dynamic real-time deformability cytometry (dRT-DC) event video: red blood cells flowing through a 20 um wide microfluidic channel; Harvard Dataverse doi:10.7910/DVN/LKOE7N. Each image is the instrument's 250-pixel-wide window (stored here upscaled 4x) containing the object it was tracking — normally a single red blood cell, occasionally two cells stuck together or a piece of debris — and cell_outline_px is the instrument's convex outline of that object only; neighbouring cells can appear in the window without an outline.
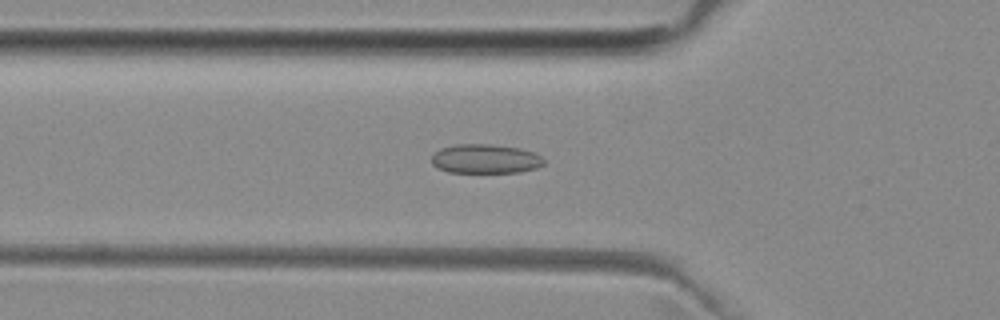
{"species": "common noctule bat (a hibernating species)", "species_latin": "Nyctalus noctula", "temperature_condition": "room temperature", "stored_images_in_passage": 16, "camera_frame_rate_fps": 3000, "um_per_image_px": 0.085, "animal": {"sex": "female", "body_mass_g": 29.2, "forearm_length_mm": 56.3}, "frame": {"image": 1, "passage_image": 8, "time_ms": 2.333, "image_size_px": [1000, 320], "cell_outline_px": [[544, 164], [536, 168], [520, 172], [448, 172], [436, 168], [432, 164], [432, 156], [440, 148], [456, 144], [492, 144], [520, 148], [532, 152], [540, 156], [544, 160]], "centroid_in_image_um": [41.23, 13.5], "position_along_channel_um": 84.6, "area_um2": 19.13}}
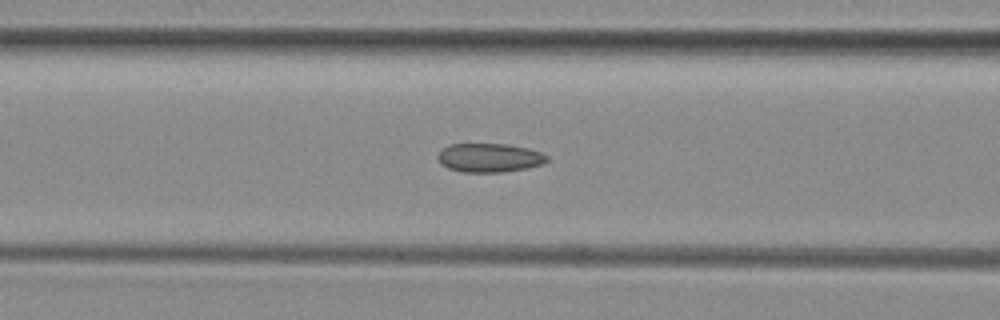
{"frame": {"image": 2, "passage_image": 11, "time_ms": 3.333, "image_size_px": [1000, 320], "cell_outline_px": [[548, 160], [544, 164], [528, 168], [500, 172], [464, 172], [448, 168], [440, 164], [436, 156], [448, 144], [508, 144], [528, 148], [540, 152], [548, 156]], "centroid_in_image_um": [41.6, 13.41], "position_along_channel_um": 125.0, "area_um2": 18.44}}